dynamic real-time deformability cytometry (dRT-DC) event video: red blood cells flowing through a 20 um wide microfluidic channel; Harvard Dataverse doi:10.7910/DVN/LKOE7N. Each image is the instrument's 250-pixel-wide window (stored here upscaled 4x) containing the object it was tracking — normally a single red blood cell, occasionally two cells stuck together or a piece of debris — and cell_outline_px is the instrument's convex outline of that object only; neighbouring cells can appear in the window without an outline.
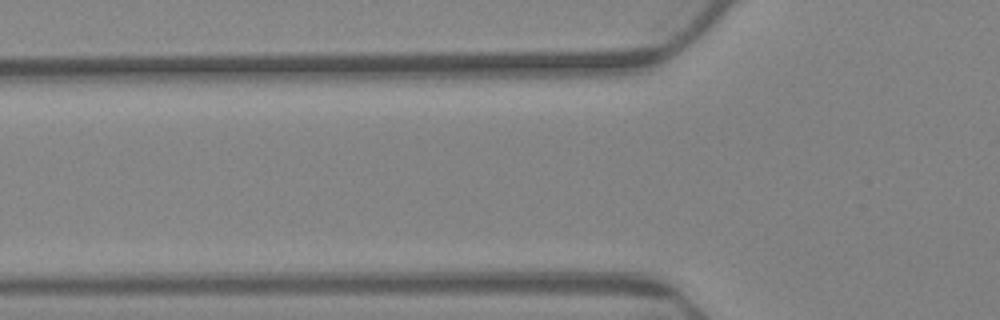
{"species": "Egyptian fruit bat (a non-hibernating species)", "species_latin": "Rousettus aegyptiacus", "temperature_condition": "warm", "stored_images_in_passage": 5, "camera_frame_rate_fps": 3000, "um_per_image_px": 0.085, "animal": {"sex": "female"}, "frame": {"image": 1, "passage_image": 4, "time_ms": 1.0, "image_size_px": [1000, 320], "cell_outline_px": [[752, 280], [736, 280], [692, 248], [668, 224], [668, 220], [688, 224], [704, 228], [720, 240], [748, 268]], "centroid_in_image_um": [60.52, 21.22], "position_along_channel_um": 65.3, "area_um2": 12.66}}